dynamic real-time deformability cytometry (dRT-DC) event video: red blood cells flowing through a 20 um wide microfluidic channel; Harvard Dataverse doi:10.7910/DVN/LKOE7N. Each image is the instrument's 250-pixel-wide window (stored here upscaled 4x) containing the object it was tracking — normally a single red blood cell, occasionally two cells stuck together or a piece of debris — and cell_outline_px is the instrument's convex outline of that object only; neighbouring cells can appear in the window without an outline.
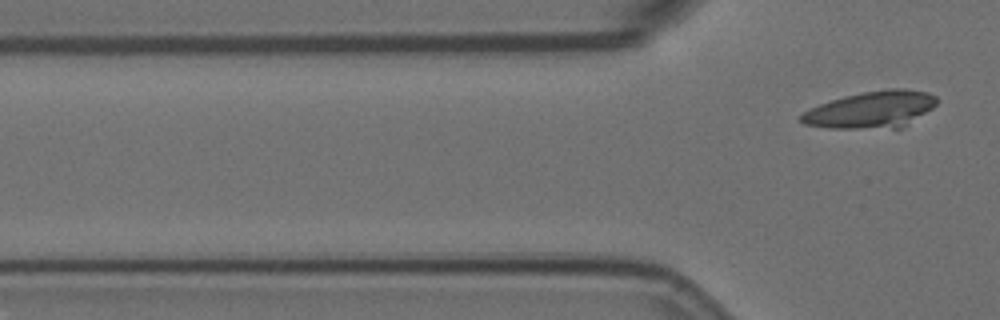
{"species": "Egyptian fruit bat (a non-hibernating species)", "species_latin": "Rousettus aegyptiacus", "temperature_condition": "room temperature", "stored_images_in_passage": 3, "camera_frame_rate_fps": 3000, "um_per_image_px": 0.085, "animal": {"sex": "female"}, "frame": {"image": 1, "passage_image": 3, "time_ms": 0.667, "image_size_px": [1000, 320], "cell_outline_px": [[936, 104], [932, 108], [904, 128], [832, 128], [804, 124], [800, 120], [800, 116], [804, 112], [820, 104], [844, 96], [864, 92], [892, 88], [904, 88], [928, 92], [936, 96]], "centroid_in_image_um": [74.1, 9.32], "position_along_channel_um": 51.7, "area_um2": 28.96}}